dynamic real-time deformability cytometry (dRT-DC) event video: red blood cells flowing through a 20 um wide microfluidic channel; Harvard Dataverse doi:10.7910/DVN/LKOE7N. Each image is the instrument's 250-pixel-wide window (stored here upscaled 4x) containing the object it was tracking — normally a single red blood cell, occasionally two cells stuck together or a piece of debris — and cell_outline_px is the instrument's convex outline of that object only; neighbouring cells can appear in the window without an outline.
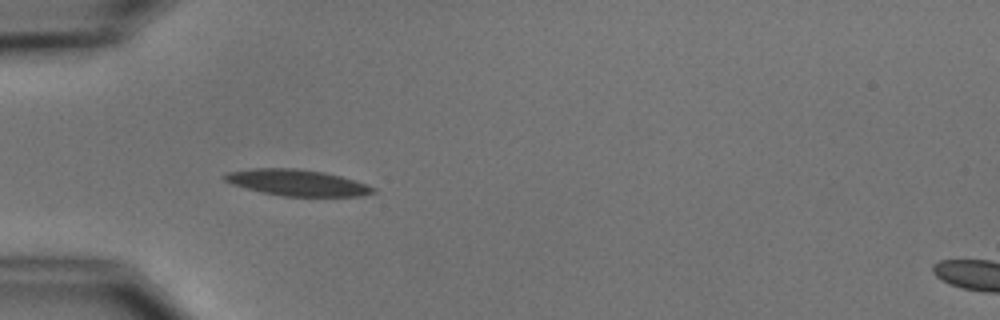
{"species": "common noctule bat (a hibernating species)", "species_latin": "Nyctalus noctula", "temperature_condition": "cold", "stored_images_in_passage": 3, "camera_frame_rate_fps": 3000, "um_per_image_px": 0.085, "animal": {"sex": "male", "body_mass_g": 15.6}, "frame": {"image": 1, "passage_image": 2, "time_ms": 1.333, "image_size_px": [1000, 320], "cell_outline_px": [[376, 192], [360, 196], [284, 196], [244, 188], [232, 184], [224, 180], [220, 176], [224, 172], [252, 168], [296, 168], [324, 172], [340, 176], [376, 188]], "centroid_in_image_um": [25.18, 15.51], "position_along_channel_um": 59.8, "area_um2": 22.66}}